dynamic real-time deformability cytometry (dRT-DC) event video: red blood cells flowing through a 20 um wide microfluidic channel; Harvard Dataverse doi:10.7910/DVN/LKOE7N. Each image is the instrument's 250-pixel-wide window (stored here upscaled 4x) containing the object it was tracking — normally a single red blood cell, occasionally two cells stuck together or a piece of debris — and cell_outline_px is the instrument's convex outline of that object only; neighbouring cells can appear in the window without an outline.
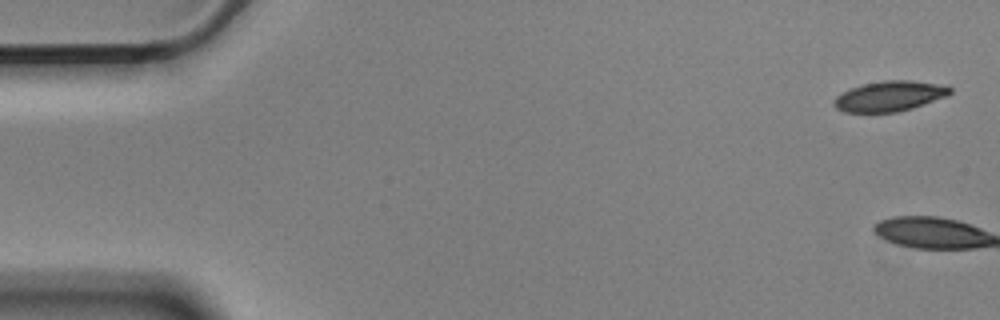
{"species": "Egyptian fruit bat (a non-hibernating species)", "species_latin": "Rousettus aegyptiacus", "temperature_condition": "cold", "stored_images_in_passage": 2, "camera_frame_rate_fps": 3000, "um_per_image_px": 0.085, "animal": {"sex": "male"}, "frame": {"image": 1, "passage_image": 1, "time_ms": 0.0, "image_size_px": [1000, 320], "cell_outline_px": [[952, 92], [944, 96], [912, 108], [896, 112], [844, 112], [836, 108], [832, 104], [836, 96], [852, 88], [864, 84], [884, 80], [908, 80], [936, 84], [952, 88]], "centroid_in_image_um": [75.56, 8.18], "position_along_channel_um": 9.4, "area_um2": 20.0}}